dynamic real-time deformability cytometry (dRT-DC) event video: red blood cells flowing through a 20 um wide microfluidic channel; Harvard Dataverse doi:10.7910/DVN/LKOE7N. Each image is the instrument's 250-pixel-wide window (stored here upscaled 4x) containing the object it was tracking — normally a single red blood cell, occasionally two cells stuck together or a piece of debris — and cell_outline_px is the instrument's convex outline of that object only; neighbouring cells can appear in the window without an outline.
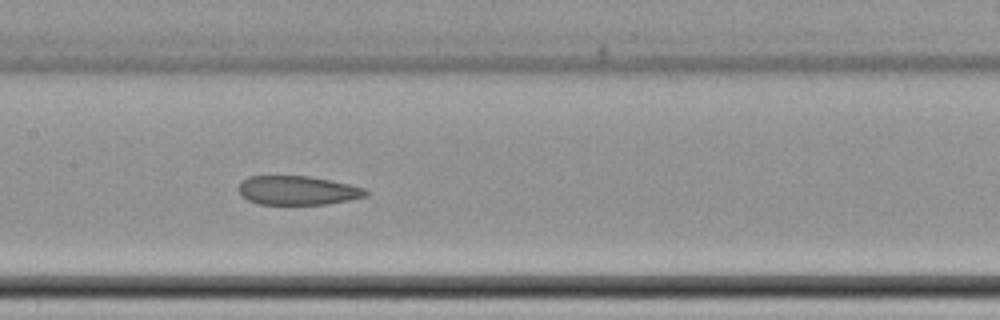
{"species": "common noctule bat (a hibernating species)", "species_latin": "Nyctalus noctula", "temperature_condition": "cold", "stored_images_in_passage": 17, "camera_frame_rate_fps": 3000, "um_per_image_px": 0.085, "animal": {"sex": "female", "body_mass_g": 22.7, "forearm_length_mm": 54.2}, "frame": {"image": 1, "passage_image": 10, "time_ms": 11.667, "image_size_px": [1000, 320], "cell_outline_px": [[368, 196], [348, 200], [324, 204], [260, 204], [248, 200], [240, 196], [240, 184], [248, 176], [308, 176], [348, 184], [364, 188], [368, 192]], "centroid_in_image_um": [25.29, 16.19], "position_along_channel_um": 182.1, "area_um2": 21.21}}
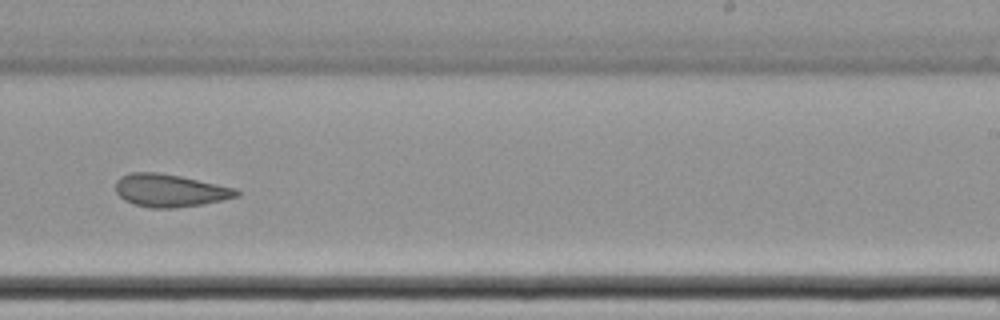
{"frame": {"image": 2, "passage_image": 12, "time_ms": 14.333, "image_size_px": [1000, 320], "cell_outline_px": [[240, 196], [224, 200], [204, 204], [172, 208], [152, 208], [136, 204], [124, 200], [116, 192], [116, 180], [120, 176], [132, 172], [156, 172], [180, 176], [236, 188], [240, 192]], "centroid_in_image_um": [14.46, 16.19], "position_along_channel_um": 274.5, "area_um2": 23.06}, "authors_computed_cell_mechanics": {"area_um2": 25.2586, "velocity_mm_per_s": 3.4714, "shape_relaxation_time_tau1_ms": null, "shape_relaxation_time_tau2_ms": 6.9979, "deformation_change_tau1": null, "deformation_change_tau2": 0.0999}}